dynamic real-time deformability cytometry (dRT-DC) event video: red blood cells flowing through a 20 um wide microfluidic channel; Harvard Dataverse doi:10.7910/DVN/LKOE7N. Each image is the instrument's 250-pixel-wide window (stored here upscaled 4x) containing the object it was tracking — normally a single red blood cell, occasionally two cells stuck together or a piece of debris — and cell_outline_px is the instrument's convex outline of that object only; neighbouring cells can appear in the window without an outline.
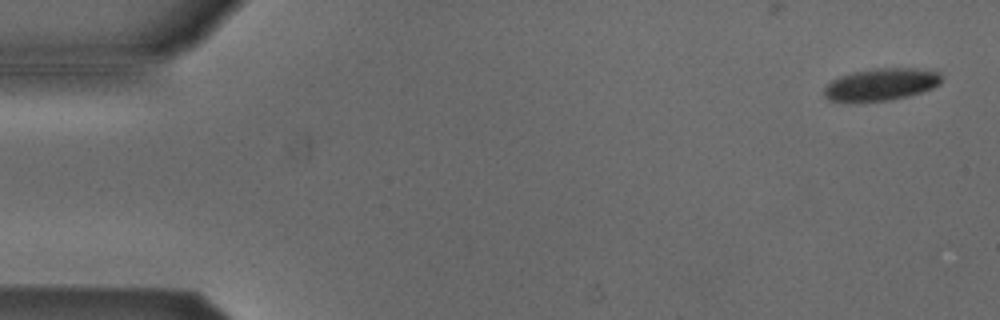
{"species": "Egyptian fruit bat (a non-hibernating species)", "species_latin": "Rousettus aegyptiacus", "temperature_condition": "cold", "stored_images_in_passage": 14, "camera_frame_rate_fps": 3000, "um_per_image_px": 0.085, "animal": {"sex": "male"}, "frame": {"image": 1, "passage_image": 2, "time_ms": 0.333, "image_size_px": [1000, 320], "cell_outline_px": [[940, 84], [932, 88], [908, 96], [888, 100], [828, 100], [824, 96], [824, 88], [832, 80], [840, 76], [852, 72], [876, 68], [916, 68], [940, 72]], "centroid_in_image_um": [74.91, 7.15], "position_along_channel_um": 10.1, "area_um2": 21.56}}